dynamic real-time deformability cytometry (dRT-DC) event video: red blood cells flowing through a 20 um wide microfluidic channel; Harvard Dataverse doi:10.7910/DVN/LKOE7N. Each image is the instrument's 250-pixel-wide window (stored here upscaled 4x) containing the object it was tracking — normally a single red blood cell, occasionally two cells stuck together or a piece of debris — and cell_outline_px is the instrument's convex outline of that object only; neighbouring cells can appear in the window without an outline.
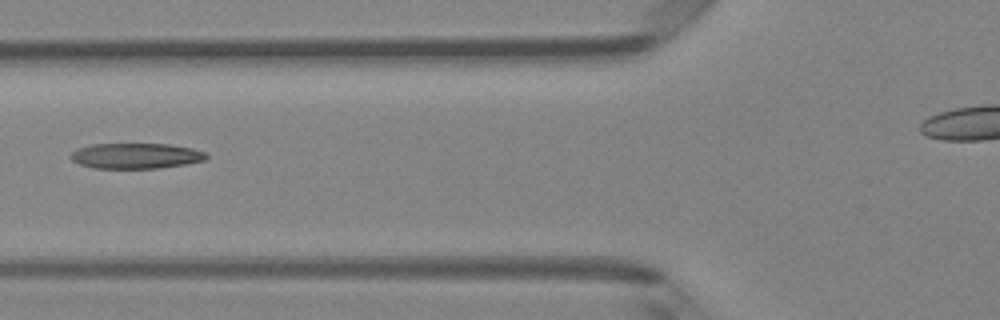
{"species": "Egyptian fruit bat (a non-hibernating species)", "species_latin": "Rousettus aegyptiacus", "temperature_condition": "room temperature", "stored_images_in_passage": 5, "camera_frame_rate_fps": 3000, "um_per_image_px": 0.085, "animal": {"sex": "female"}, "frame": {"image": 1, "passage_image": 5, "time_ms": 1.333, "image_size_px": [1000, 320], "cell_outline_px": [[208, 156], [204, 160], [184, 164], [156, 168], [92, 168], [80, 164], [72, 160], [68, 156], [76, 148], [92, 144], [168, 144], [192, 148], [208, 152]], "centroid_in_image_um": [11.52, 13.24], "position_along_channel_um": 114.3, "area_um2": 20.17}}